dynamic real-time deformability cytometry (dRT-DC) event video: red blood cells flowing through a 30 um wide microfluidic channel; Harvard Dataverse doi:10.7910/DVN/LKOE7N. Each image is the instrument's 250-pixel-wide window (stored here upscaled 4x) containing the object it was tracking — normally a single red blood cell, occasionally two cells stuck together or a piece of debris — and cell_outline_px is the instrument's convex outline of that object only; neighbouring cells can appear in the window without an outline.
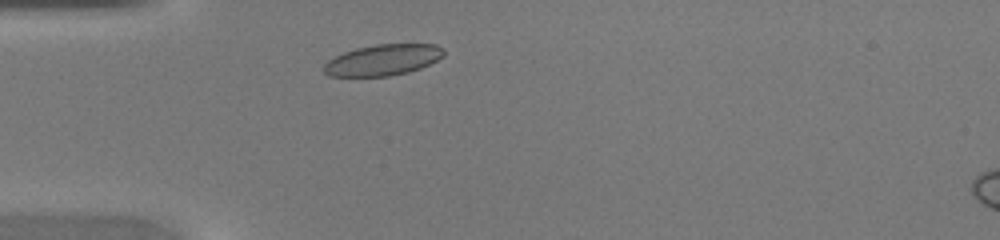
{"species": "common noctule bat (a hibernating species)", "species_latin": "Nyctalus noctula", "temperature_condition": "warm", "stored_images_in_passage": 36, "camera_frame_rate_fps": 3000, "um_per_image_px": 0.085, "animal": {"sex": "female", "body_mass_g": 20.0, "forearm_length_mm": 54.0}, "frame": {"image": 1, "passage_image": 4, "time_ms": 1.0, "image_size_px": [1000, 240], "cell_outline_px": [[444, 56], [420, 68], [408, 72], [388, 76], [328, 76], [324, 72], [324, 64], [328, 60], [344, 52], [356, 48], [376, 44], [436, 44], [444, 48]], "centroid_in_image_um": [32.55, 5.09], "position_along_channel_um": 52.4, "area_um2": 21.62}}
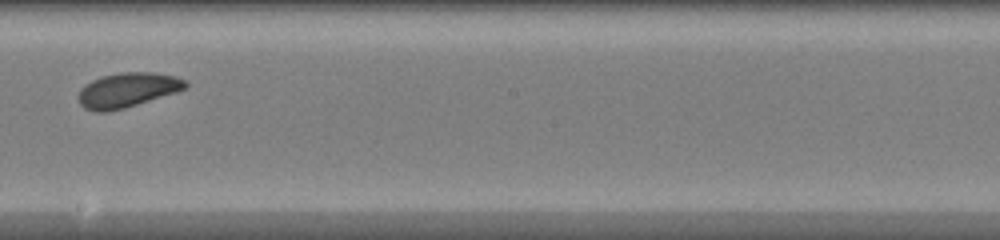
{"frame": {"image": 2, "passage_image": 17, "time_ms": 5.333, "image_size_px": [1000, 240], "cell_outline_px": [[188, 84], [184, 88], [176, 92], [124, 108], [104, 112], [96, 112], [84, 108], [80, 104], [80, 88], [84, 84], [100, 76], [120, 72], [152, 72], [176, 76], [184, 80]], "centroid_in_image_um": [10.8, 7.64], "position_along_channel_um": 237.4, "area_um2": 21.44}}
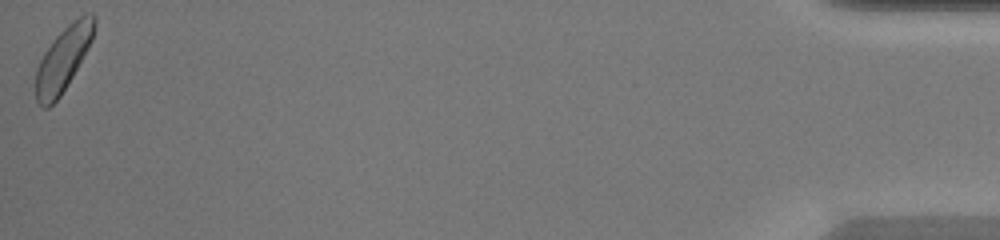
{"frame": {"image": 3, "passage_image": 36, "time_ms": 11.667, "image_size_px": [1000, 240], "cell_outline_px": [[96, 28], [92, 40], [72, 76], [60, 96], [48, 108], [44, 108], [36, 100], [36, 68], [44, 52], [52, 40], [68, 24], [84, 12], [92, 12], [96, 16]], "centroid_in_image_um": [5.39, 4.95], "position_along_channel_um": 429.8, "area_um2": 21.79}}